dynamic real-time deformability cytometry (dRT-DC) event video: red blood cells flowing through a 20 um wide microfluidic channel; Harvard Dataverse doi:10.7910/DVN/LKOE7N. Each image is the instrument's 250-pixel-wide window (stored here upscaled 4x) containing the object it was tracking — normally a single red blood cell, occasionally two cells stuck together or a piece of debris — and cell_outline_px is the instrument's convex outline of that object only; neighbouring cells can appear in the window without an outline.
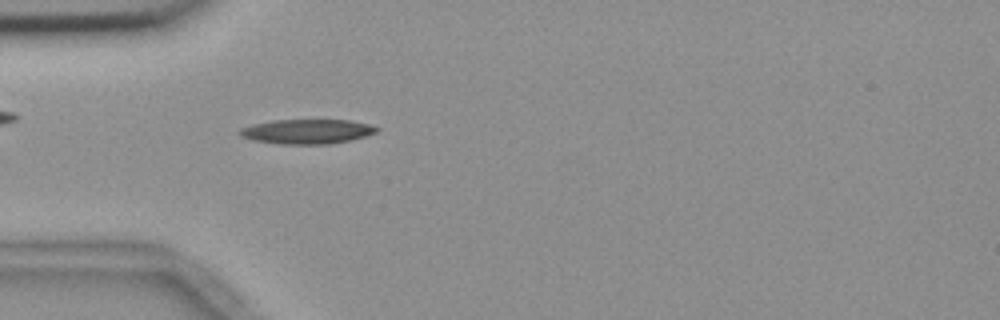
{"species": "common noctule bat (a hibernating species)", "species_latin": "Nyctalus noctula", "temperature_condition": "room temperature", "stored_images_in_passage": 49, "camera_frame_rate_fps": 3000, "um_per_image_px": 0.085, "animal": {"sex": "female", "body_mass_g": 18.4}, "frame": {"image": 1, "passage_image": 10, "time_ms": 3.0, "image_size_px": [1000, 320], "cell_outline_px": [[380, 128], [376, 132], [352, 140], [328, 144], [280, 144], [252, 140], [240, 136], [236, 132], [240, 128], [252, 124], [272, 120], [348, 120], [368, 124]], "centroid_in_image_um": [26.04, 11.18], "position_along_channel_um": 59.0, "area_um2": 19.71}}
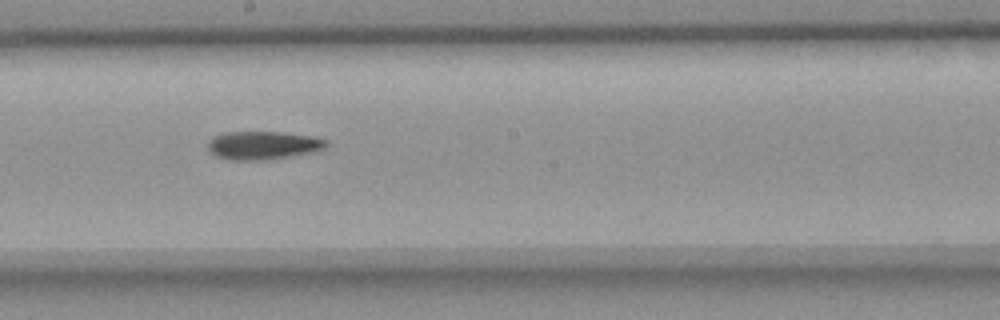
{"frame": {"image": 2, "passage_image": 24, "time_ms": 7.667, "image_size_px": [1000, 320], "cell_outline_px": [[328, 144], [324, 148], [308, 152], [288, 156], [256, 160], [236, 160], [216, 156], [208, 148], [208, 140], [212, 136], [224, 132], [284, 132], [312, 136], [324, 140]], "centroid_in_image_um": [22.29, 12.32], "position_along_channel_um": 225.9, "area_um2": 19.07}}
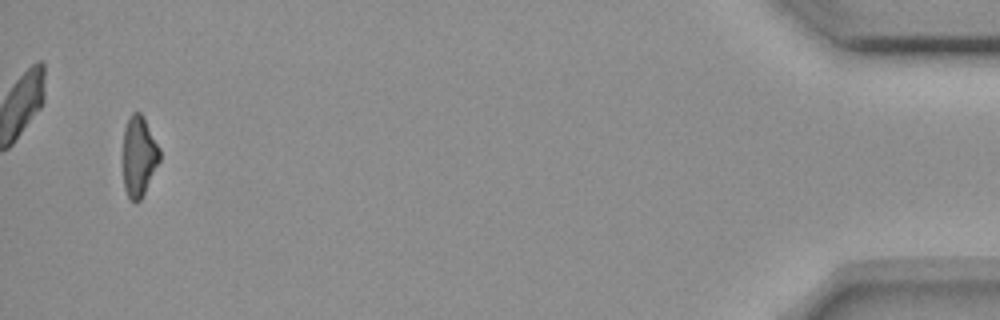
{"frame": {"image": 3, "passage_image": 47, "time_ms": 15.333, "image_size_px": [1000, 320], "cell_outline_px": [[160, 160], [140, 200], [136, 204], [128, 196], [124, 188], [120, 156], [124, 128], [132, 112], [140, 112], [144, 116], [160, 148]], "centroid_in_image_um": [11.75, 13.26], "position_along_channel_um": 423.4, "area_um2": 17.86}, "authors_computed_cell_mechanics": {"area_um2": 18.6116, "velocity_mm_per_s": 3.6616, "shape_relaxation_time_tau1_ms": 10.2204, "shape_relaxation_time_tau2_ms": null, "deformation_change_tau1": 0.2262, "deformation_change_tau2": null}}